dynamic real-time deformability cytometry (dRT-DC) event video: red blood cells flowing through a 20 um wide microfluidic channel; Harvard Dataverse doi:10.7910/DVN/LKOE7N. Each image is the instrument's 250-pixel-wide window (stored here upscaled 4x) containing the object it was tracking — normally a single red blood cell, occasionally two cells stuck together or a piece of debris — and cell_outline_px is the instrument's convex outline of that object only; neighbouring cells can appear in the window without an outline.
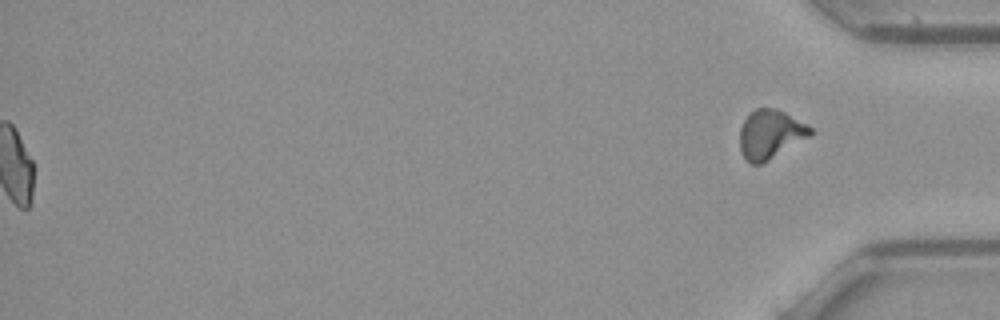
{"species": "common noctule bat (a hibernating species)", "species_latin": "Nyctalus noctula", "temperature_condition": "warm", "stored_images_in_passage": 55, "segment_of_instrument_passage": [2, 2], "camera_frame_rate_fps": 3000, "um_per_image_px": 0.085, "animal": {"sex": "female", "body_mass_g": 21.9}, "frame": {"image": 1, "passage_image": 55, "time_ms": 18.0, "image_size_px": [1000, 320], "cell_outline_px": [[812, 132], [808, 136], [764, 164], [752, 164], [744, 156], [740, 148], [740, 128], [744, 120], [756, 108], [776, 108], [784, 112], [812, 128]], "centroid_in_image_um": [65.45, 11.42], "position_along_channel_um": 369.8, "area_um2": 19.71}}